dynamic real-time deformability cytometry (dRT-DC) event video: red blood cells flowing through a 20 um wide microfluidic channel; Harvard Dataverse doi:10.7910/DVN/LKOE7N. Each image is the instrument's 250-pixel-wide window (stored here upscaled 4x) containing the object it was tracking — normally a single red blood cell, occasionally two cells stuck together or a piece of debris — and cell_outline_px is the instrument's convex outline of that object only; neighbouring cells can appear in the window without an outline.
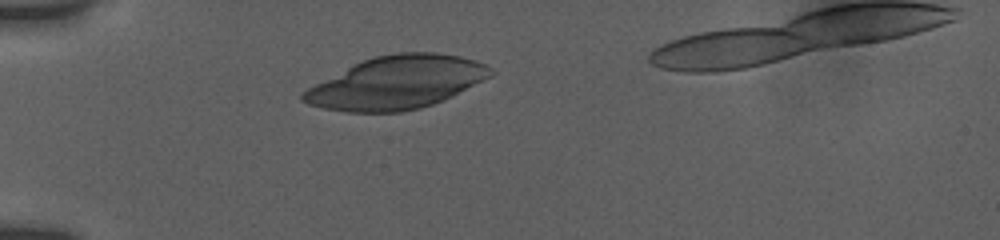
{"species": "human", "species_latin": "Homo sapiens", "temperature_condition": "room temperature", "stored_images_in_passage": 18, "camera_frame_rate_fps": 3000, "um_per_image_px": 0.085, "donor": {"sex": "female"}, "frame": {"image": 1, "passage_image": 1, "time_ms": 0.0, "image_size_px": [1000, 240], "cell_outline_px": [[496, 72], [492, 76], [444, 100], [420, 108], [400, 112], [348, 112], [324, 108], [308, 104], [300, 100], [300, 96], [308, 88], [364, 60], [376, 56], [396, 52], [436, 52], [460, 56], [476, 60], [492, 68]], "centroid_in_image_um": [33.77, 7.02], "position_along_channel_um": 51.2, "area_um2": 57.28}}
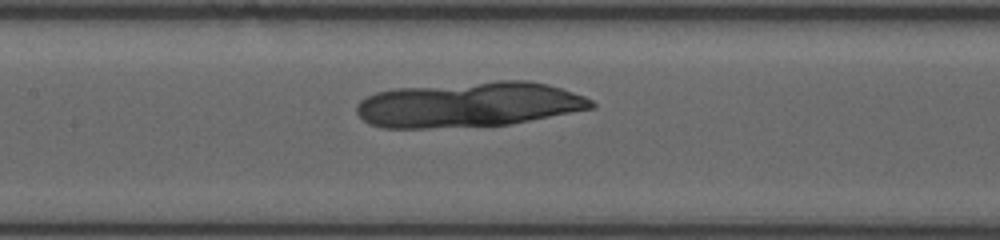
{"frame": {"image": 2, "passage_image": 9, "time_ms": 3.667, "image_size_px": [1000, 240], "cell_outline_px": [[596, 108], [508, 124], [428, 128], [380, 128], [368, 124], [356, 112], [356, 104], [360, 100], [376, 92], [392, 88], [496, 80], [528, 80], [548, 84], [584, 96], [592, 100], [596, 104]], "centroid_in_image_um": [39.82, 8.87], "position_along_channel_um": 167.6, "area_um2": 62.19}}
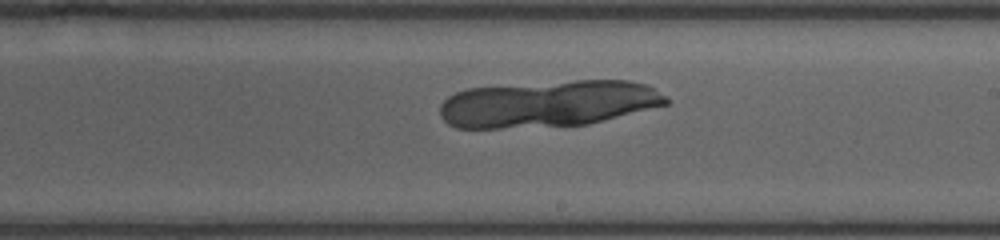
{"frame": {"image": 3, "passage_image": 13, "time_ms": 5.667, "image_size_px": [1000, 240], "cell_outline_px": [[668, 104], [588, 124], [500, 128], [456, 128], [448, 124], [440, 116], [440, 104], [448, 96], [456, 92], [468, 88], [576, 80], [628, 80], [648, 84], [664, 96], [668, 100]], "centroid_in_image_um": [46.57, 8.81], "position_along_channel_um": 242.4, "area_um2": 61.21}}